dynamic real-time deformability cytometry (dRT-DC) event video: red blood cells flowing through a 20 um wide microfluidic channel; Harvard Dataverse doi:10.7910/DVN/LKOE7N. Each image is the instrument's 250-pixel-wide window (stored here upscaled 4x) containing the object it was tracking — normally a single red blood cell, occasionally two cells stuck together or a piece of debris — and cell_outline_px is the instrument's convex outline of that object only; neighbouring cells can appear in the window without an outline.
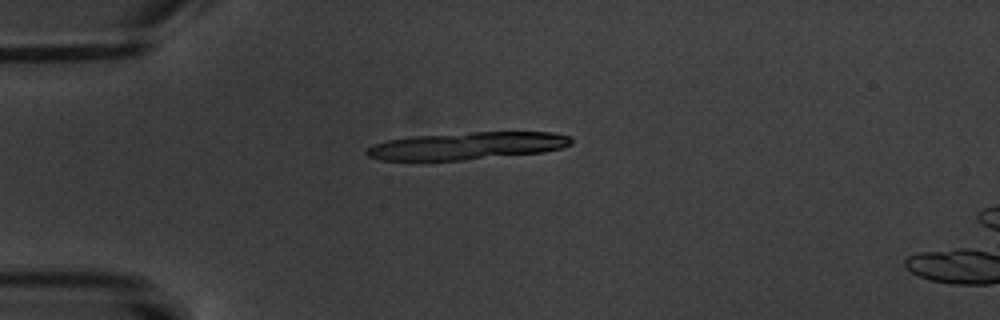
{"species": "common noctule bat (a hibernating species)", "species_latin": "Nyctalus noctula", "temperature_condition": "warm", "stored_images_in_passage": 2, "camera_frame_rate_fps": 3000, "um_per_image_px": 0.085, "animal": {"sex": "male", "body_mass_g": 20.1, "forearm_length_mm": 53.5}, "frame": {"image": 1, "passage_image": 1, "time_ms": 0.0, "image_size_px": [1000, 320], "cell_outline_px": [[572, 144], [564, 148], [544, 152], [464, 160], [380, 160], [368, 156], [364, 152], [368, 148], [376, 144], [388, 140], [412, 136], [468, 132], [552, 132], [572, 136]], "centroid_in_image_um": [39.76, 12.39], "position_along_channel_um": 45.2, "area_um2": 32.83}}